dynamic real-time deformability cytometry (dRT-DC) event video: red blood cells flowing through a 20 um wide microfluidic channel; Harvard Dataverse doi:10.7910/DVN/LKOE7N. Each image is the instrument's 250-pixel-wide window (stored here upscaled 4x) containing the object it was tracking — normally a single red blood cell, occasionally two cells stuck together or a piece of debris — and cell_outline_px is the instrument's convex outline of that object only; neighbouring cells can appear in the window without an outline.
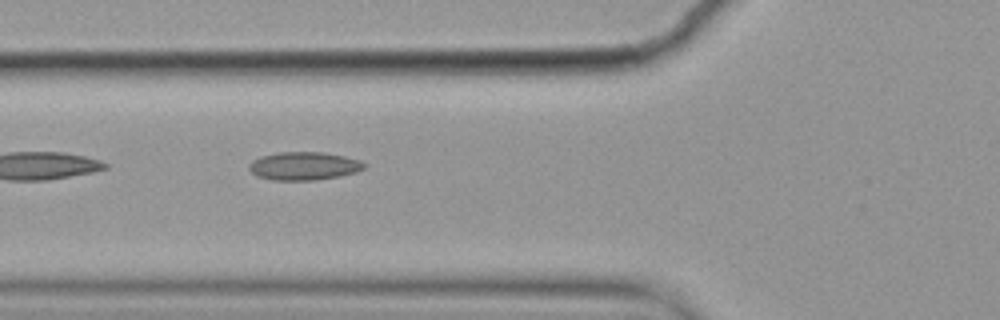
{"species": "common noctule bat (a hibernating species)", "species_latin": "Nyctalus noctula", "temperature_condition": "cold", "stored_images_in_passage": 2, "camera_frame_rate_fps": 3000, "um_per_image_px": 0.085, "animal": {"sex": "female", "body_mass_g": 19.9}, "frame": {"image": 1, "passage_image": 2, "time_ms": 0.333, "image_size_px": [1000, 320], "cell_outline_px": [[368, 164], [364, 168], [356, 172], [340, 176], [312, 180], [272, 180], [256, 176], [248, 168], [248, 164], [252, 160], [260, 156], [280, 152], [324, 152], [344, 156], [360, 160]], "centroid_in_image_um": [25.82, 14.1], "position_along_channel_um": 100.0, "area_um2": 19.02}}